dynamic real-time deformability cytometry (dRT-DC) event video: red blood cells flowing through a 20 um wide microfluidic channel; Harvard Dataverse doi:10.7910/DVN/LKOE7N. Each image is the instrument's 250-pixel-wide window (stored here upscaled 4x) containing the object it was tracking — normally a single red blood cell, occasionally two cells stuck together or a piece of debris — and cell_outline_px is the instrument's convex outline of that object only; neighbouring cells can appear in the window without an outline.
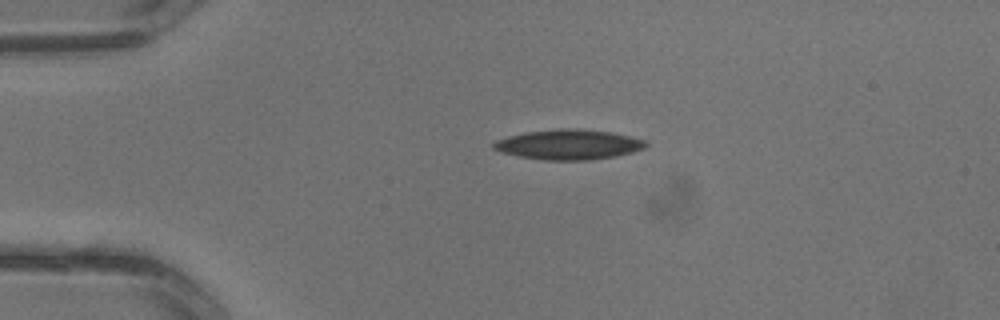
{"species": "common noctule bat (a hibernating species)", "species_latin": "Nyctalus noctula", "temperature_condition": "warm", "stored_images_in_passage": 3, "camera_frame_rate_fps": 3000, "um_per_image_px": 0.085, "animal": {"sex": "male", "body_mass_g": 13.3}, "frame": {"image": 1, "passage_image": 2, "time_ms": 0.333, "image_size_px": [1000, 320], "cell_outline_px": [[648, 144], [644, 148], [632, 152], [612, 156], [588, 160], [544, 160], [520, 156], [500, 152], [492, 148], [492, 144], [496, 140], [508, 136], [524, 132], [560, 128], [572, 128], [612, 132], [644, 140]], "centroid_in_image_um": [48.29, 12.28], "position_along_channel_um": 36.7, "area_um2": 26.47}}